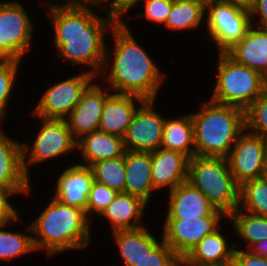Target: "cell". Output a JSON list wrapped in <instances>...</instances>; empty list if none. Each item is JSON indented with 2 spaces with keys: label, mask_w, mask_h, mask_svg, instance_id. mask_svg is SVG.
<instances>
[{
  "label": "cell",
  "mask_w": 267,
  "mask_h": 266,
  "mask_svg": "<svg viewBox=\"0 0 267 266\" xmlns=\"http://www.w3.org/2000/svg\"><path fill=\"white\" fill-rule=\"evenodd\" d=\"M53 28V42L59 59L74 64L87 65L98 78L105 61L106 34L117 21L108 13L98 15L105 4L99 3H65L44 0ZM94 8V9H93ZM94 10H97L96 12Z\"/></svg>",
  "instance_id": "obj_1"
},
{
  "label": "cell",
  "mask_w": 267,
  "mask_h": 266,
  "mask_svg": "<svg viewBox=\"0 0 267 266\" xmlns=\"http://www.w3.org/2000/svg\"><path fill=\"white\" fill-rule=\"evenodd\" d=\"M110 32L114 47L112 50L106 46L104 66L98 78L115 94L156 100L165 78L157 62L138 44L126 22H117Z\"/></svg>",
  "instance_id": "obj_2"
},
{
  "label": "cell",
  "mask_w": 267,
  "mask_h": 266,
  "mask_svg": "<svg viewBox=\"0 0 267 266\" xmlns=\"http://www.w3.org/2000/svg\"><path fill=\"white\" fill-rule=\"evenodd\" d=\"M91 220L85 210L68 206L52 197L47 207L30 223L35 250L45 255L85 250L91 244Z\"/></svg>",
  "instance_id": "obj_3"
},
{
  "label": "cell",
  "mask_w": 267,
  "mask_h": 266,
  "mask_svg": "<svg viewBox=\"0 0 267 266\" xmlns=\"http://www.w3.org/2000/svg\"><path fill=\"white\" fill-rule=\"evenodd\" d=\"M190 113L194 125L195 156L226 158L245 130V111L212 100L199 103Z\"/></svg>",
  "instance_id": "obj_4"
},
{
  "label": "cell",
  "mask_w": 267,
  "mask_h": 266,
  "mask_svg": "<svg viewBox=\"0 0 267 266\" xmlns=\"http://www.w3.org/2000/svg\"><path fill=\"white\" fill-rule=\"evenodd\" d=\"M187 181L226 216L239 207L240 186L235 182L226 158L192 157L188 163Z\"/></svg>",
  "instance_id": "obj_5"
},
{
  "label": "cell",
  "mask_w": 267,
  "mask_h": 266,
  "mask_svg": "<svg viewBox=\"0 0 267 266\" xmlns=\"http://www.w3.org/2000/svg\"><path fill=\"white\" fill-rule=\"evenodd\" d=\"M218 54L215 86L210 100L245 111L267 89V79L237 63L227 53Z\"/></svg>",
  "instance_id": "obj_6"
},
{
  "label": "cell",
  "mask_w": 267,
  "mask_h": 266,
  "mask_svg": "<svg viewBox=\"0 0 267 266\" xmlns=\"http://www.w3.org/2000/svg\"><path fill=\"white\" fill-rule=\"evenodd\" d=\"M205 24L218 53H226L246 35L252 20L247 7L226 0H211L206 5Z\"/></svg>",
  "instance_id": "obj_7"
},
{
  "label": "cell",
  "mask_w": 267,
  "mask_h": 266,
  "mask_svg": "<svg viewBox=\"0 0 267 266\" xmlns=\"http://www.w3.org/2000/svg\"><path fill=\"white\" fill-rule=\"evenodd\" d=\"M40 128L35 140L28 145L22 142L23 169L30 179L31 166L48 162L49 159L62 157L71 151L77 150V141L74 139L65 119H47L37 117ZM31 146V147H30Z\"/></svg>",
  "instance_id": "obj_8"
},
{
  "label": "cell",
  "mask_w": 267,
  "mask_h": 266,
  "mask_svg": "<svg viewBox=\"0 0 267 266\" xmlns=\"http://www.w3.org/2000/svg\"><path fill=\"white\" fill-rule=\"evenodd\" d=\"M19 1L0 2V50L10 59L22 61L33 43L34 22Z\"/></svg>",
  "instance_id": "obj_9"
},
{
  "label": "cell",
  "mask_w": 267,
  "mask_h": 266,
  "mask_svg": "<svg viewBox=\"0 0 267 266\" xmlns=\"http://www.w3.org/2000/svg\"><path fill=\"white\" fill-rule=\"evenodd\" d=\"M97 77L87 69L63 81L50 85L33 108L32 116L65 119L80 101L82 93Z\"/></svg>",
  "instance_id": "obj_10"
},
{
  "label": "cell",
  "mask_w": 267,
  "mask_h": 266,
  "mask_svg": "<svg viewBox=\"0 0 267 266\" xmlns=\"http://www.w3.org/2000/svg\"><path fill=\"white\" fill-rule=\"evenodd\" d=\"M235 182H244L267 175V139L246 129L238 136L226 157Z\"/></svg>",
  "instance_id": "obj_11"
},
{
  "label": "cell",
  "mask_w": 267,
  "mask_h": 266,
  "mask_svg": "<svg viewBox=\"0 0 267 266\" xmlns=\"http://www.w3.org/2000/svg\"><path fill=\"white\" fill-rule=\"evenodd\" d=\"M228 219L222 211L215 210L208 217L162 221V240L182 260L206 235L213 233Z\"/></svg>",
  "instance_id": "obj_12"
},
{
  "label": "cell",
  "mask_w": 267,
  "mask_h": 266,
  "mask_svg": "<svg viewBox=\"0 0 267 266\" xmlns=\"http://www.w3.org/2000/svg\"><path fill=\"white\" fill-rule=\"evenodd\" d=\"M156 100H146L136 111L123 137L126 150L152 152L161 148L166 118L157 110Z\"/></svg>",
  "instance_id": "obj_13"
},
{
  "label": "cell",
  "mask_w": 267,
  "mask_h": 266,
  "mask_svg": "<svg viewBox=\"0 0 267 266\" xmlns=\"http://www.w3.org/2000/svg\"><path fill=\"white\" fill-rule=\"evenodd\" d=\"M112 93L107 86L94 81L82 93L80 101L65 118L76 141L86 134L99 130L105 100Z\"/></svg>",
  "instance_id": "obj_14"
},
{
  "label": "cell",
  "mask_w": 267,
  "mask_h": 266,
  "mask_svg": "<svg viewBox=\"0 0 267 266\" xmlns=\"http://www.w3.org/2000/svg\"><path fill=\"white\" fill-rule=\"evenodd\" d=\"M31 185L23 169L22 141L11 138L0 128V189L27 196Z\"/></svg>",
  "instance_id": "obj_15"
},
{
  "label": "cell",
  "mask_w": 267,
  "mask_h": 266,
  "mask_svg": "<svg viewBox=\"0 0 267 266\" xmlns=\"http://www.w3.org/2000/svg\"><path fill=\"white\" fill-rule=\"evenodd\" d=\"M56 182L52 196L65 205L86 212L88 195L94 182L91 168L79 163L64 167Z\"/></svg>",
  "instance_id": "obj_16"
},
{
  "label": "cell",
  "mask_w": 267,
  "mask_h": 266,
  "mask_svg": "<svg viewBox=\"0 0 267 266\" xmlns=\"http://www.w3.org/2000/svg\"><path fill=\"white\" fill-rule=\"evenodd\" d=\"M165 220H181L210 216L216 209L206 196L188 181L168 191Z\"/></svg>",
  "instance_id": "obj_17"
},
{
  "label": "cell",
  "mask_w": 267,
  "mask_h": 266,
  "mask_svg": "<svg viewBox=\"0 0 267 266\" xmlns=\"http://www.w3.org/2000/svg\"><path fill=\"white\" fill-rule=\"evenodd\" d=\"M189 158L181 152L159 148L151 152V177L157 190H173L187 181Z\"/></svg>",
  "instance_id": "obj_18"
},
{
  "label": "cell",
  "mask_w": 267,
  "mask_h": 266,
  "mask_svg": "<svg viewBox=\"0 0 267 266\" xmlns=\"http://www.w3.org/2000/svg\"><path fill=\"white\" fill-rule=\"evenodd\" d=\"M145 101L134 95L112 93L105 100L99 130L124 137L136 111Z\"/></svg>",
  "instance_id": "obj_19"
},
{
  "label": "cell",
  "mask_w": 267,
  "mask_h": 266,
  "mask_svg": "<svg viewBox=\"0 0 267 266\" xmlns=\"http://www.w3.org/2000/svg\"><path fill=\"white\" fill-rule=\"evenodd\" d=\"M147 206L149 205L137 196L117 193L113 202L99 216L109 221L111 233L134 230L146 226L142 218Z\"/></svg>",
  "instance_id": "obj_20"
},
{
  "label": "cell",
  "mask_w": 267,
  "mask_h": 266,
  "mask_svg": "<svg viewBox=\"0 0 267 266\" xmlns=\"http://www.w3.org/2000/svg\"><path fill=\"white\" fill-rule=\"evenodd\" d=\"M267 79V29L252 25L246 35L226 52Z\"/></svg>",
  "instance_id": "obj_21"
},
{
  "label": "cell",
  "mask_w": 267,
  "mask_h": 266,
  "mask_svg": "<svg viewBox=\"0 0 267 266\" xmlns=\"http://www.w3.org/2000/svg\"><path fill=\"white\" fill-rule=\"evenodd\" d=\"M126 182L124 193L137 196L148 205L157 191L151 177V152L125 151Z\"/></svg>",
  "instance_id": "obj_22"
},
{
  "label": "cell",
  "mask_w": 267,
  "mask_h": 266,
  "mask_svg": "<svg viewBox=\"0 0 267 266\" xmlns=\"http://www.w3.org/2000/svg\"><path fill=\"white\" fill-rule=\"evenodd\" d=\"M77 149L84 160L79 164L89 167L96 162L122 156L126 151L123 137L101 130L93 131L80 138L77 141Z\"/></svg>",
  "instance_id": "obj_23"
},
{
  "label": "cell",
  "mask_w": 267,
  "mask_h": 266,
  "mask_svg": "<svg viewBox=\"0 0 267 266\" xmlns=\"http://www.w3.org/2000/svg\"><path fill=\"white\" fill-rule=\"evenodd\" d=\"M111 236L118 248L120 259L123 260V266H136L162 240V236H159L158 240L153 232H149L147 226L113 232Z\"/></svg>",
  "instance_id": "obj_24"
},
{
  "label": "cell",
  "mask_w": 267,
  "mask_h": 266,
  "mask_svg": "<svg viewBox=\"0 0 267 266\" xmlns=\"http://www.w3.org/2000/svg\"><path fill=\"white\" fill-rule=\"evenodd\" d=\"M221 227L206 235L181 263L232 264L236 244L228 245L224 232H220Z\"/></svg>",
  "instance_id": "obj_25"
},
{
  "label": "cell",
  "mask_w": 267,
  "mask_h": 266,
  "mask_svg": "<svg viewBox=\"0 0 267 266\" xmlns=\"http://www.w3.org/2000/svg\"><path fill=\"white\" fill-rule=\"evenodd\" d=\"M161 148L181 152L189 159L195 156L194 125L189 113L166 118Z\"/></svg>",
  "instance_id": "obj_26"
},
{
  "label": "cell",
  "mask_w": 267,
  "mask_h": 266,
  "mask_svg": "<svg viewBox=\"0 0 267 266\" xmlns=\"http://www.w3.org/2000/svg\"><path fill=\"white\" fill-rule=\"evenodd\" d=\"M206 7L196 2L174 1L168 15L164 29L168 31H201L202 23H205Z\"/></svg>",
  "instance_id": "obj_27"
},
{
  "label": "cell",
  "mask_w": 267,
  "mask_h": 266,
  "mask_svg": "<svg viewBox=\"0 0 267 266\" xmlns=\"http://www.w3.org/2000/svg\"><path fill=\"white\" fill-rule=\"evenodd\" d=\"M235 235L244 241L245 249L267 239V217L248 213L239 207L228 216Z\"/></svg>",
  "instance_id": "obj_28"
},
{
  "label": "cell",
  "mask_w": 267,
  "mask_h": 266,
  "mask_svg": "<svg viewBox=\"0 0 267 266\" xmlns=\"http://www.w3.org/2000/svg\"><path fill=\"white\" fill-rule=\"evenodd\" d=\"M20 215L10 224L0 226V260L11 261L21 257L23 255H27L30 253H34L36 250L32 241V231L31 227L28 224L26 231L30 232H12L7 230L8 225H16L15 222H19L18 220Z\"/></svg>",
  "instance_id": "obj_29"
},
{
  "label": "cell",
  "mask_w": 267,
  "mask_h": 266,
  "mask_svg": "<svg viewBox=\"0 0 267 266\" xmlns=\"http://www.w3.org/2000/svg\"><path fill=\"white\" fill-rule=\"evenodd\" d=\"M239 208L267 217V175L248 180L240 186Z\"/></svg>",
  "instance_id": "obj_30"
},
{
  "label": "cell",
  "mask_w": 267,
  "mask_h": 266,
  "mask_svg": "<svg viewBox=\"0 0 267 266\" xmlns=\"http://www.w3.org/2000/svg\"><path fill=\"white\" fill-rule=\"evenodd\" d=\"M90 168L94 181L110 187L117 193H124L126 182L125 153L119 157L96 162Z\"/></svg>",
  "instance_id": "obj_31"
},
{
  "label": "cell",
  "mask_w": 267,
  "mask_h": 266,
  "mask_svg": "<svg viewBox=\"0 0 267 266\" xmlns=\"http://www.w3.org/2000/svg\"><path fill=\"white\" fill-rule=\"evenodd\" d=\"M22 61L9 60L6 64L0 67V123L6 119L8 106L14 87L17 85L16 80L19 76ZM15 85V86H14Z\"/></svg>",
  "instance_id": "obj_32"
},
{
  "label": "cell",
  "mask_w": 267,
  "mask_h": 266,
  "mask_svg": "<svg viewBox=\"0 0 267 266\" xmlns=\"http://www.w3.org/2000/svg\"><path fill=\"white\" fill-rule=\"evenodd\" d=\"M245 129L267 139V89L245 110Z\"/></svg>",
  "instance_id": "obj_33"
},
{
  "label": "cell",
  "mask_w": 267,
  "mask_h": 266,
  "mask_svg": "<svg viewBox=\"0 0 267 266\" xmlns=\"http://www.w3.org/2000/svg\"><path fill=\"white\" fill-rule=\"evenodd\" d=\"M116 195L117 192L115 190L94 181L86 204L87 217L91 220L92 215L97 214L99 216L113 202Z\"/></svg>",
  "instance_id": "obj_34"
},
{
  "label": "cell",
  "mask_w": 267,
  "mask_h": 266,
  "mask_svg": "<svg viewBox=\"0 0 267 266\" xmlns=\"http://www.w3.org/2000/svg\"><path fill=\"white\" fill-rule=\"evenodd\" d=\"M136 266H181V259L161 240Z\"/></svg>",
  "instance_id": "obj_35"
},
{
  "label": "cell",
  "mask_w": 267,
  "mask_h": 266,
  "mask_svg": "<svg viewBox=\"0 0 267 266\" xmlns=\"http://www.w3.org/2000/svg\"><path fill=\"white\" fill-rule=\"evenodd\" d=\"M173 2V0H146L144 3H141L144 7L143 13H138L134 16L136 18H145L146 21L164 26Z\"/></svg>",
  "instance_id": "obj_36"
},
{
  "label": "cell",
  "mask_w": 267,
  "mask_h": 266,
  "mask_svg": "<svg viewBox=\"0 0 267 266\" xmlns=\"http://www.w3.org/2000/svg\"><path fill=\"white\" fill-rule=\"evenodd\" d=\"M14 195V191L0 189V226L12 223L21 213L10 201Z\"/></svg>",
  "instance_id": "obj_37"
},
{
  "label": "cell",
  "mask_w": 267,
  "mask_h": 266,
  "mask_svg": "<svg viewBox=\"0 0 267 266\" xmlns=\"http://www.w3.org/2000/svg\"><path fill=\"white\" fill-rule=\"evenodd\" d=\"M232 266H267V258L255 255L247 249L235 248Z\"/></svg>",
  "instance_id": "obj_38"
},
{
  "label": "cell",
  "mask_w": 267,
  "mask_h": 266,
  "mask_svg": "<svg viewBox=\"0 0 267 266\" xmlns=\"http://www.w3.org/2000/svg\"><path fill=\"white\" fill-rule=\"evenodd\" d=\"M146 0H110L108 3V13L117 21V22H125L122 19V16L127 14L133 6L141 5V2H145Z\"/></svg>",
  "instance_id": "obj_39"
},
{
  "label": "cell",
  "mask_w": 267,
  "mask_h": 266,
  "mask_svg": "<svg viewBox=\"0 0 267 266\" xmlns=\"http://www.w3.org/2000/svg\"><path fill=\"white\" fill-rule=\"evenodd\" d=\"M249 11L252 25L267 29V0H253L252 5L249 7ZM255 17L258 18L256 21L254 19Z\"/></svg>",
  "instance_id": "obj_40"
},
{
  "label": "cell",
  "mask_w": 267,
  "mask_h": 266,
  "mask_svg": "<svg viewBox=\"0 0 267 266\" xmlns=\"http://www.w3.org/2000/svg\"><path fill=\"white\" fill-rule=\"evenodd\" d=\"M248 251L263 258H267V239L254 243Z\"/></svg>",
  "instance_id": "obj_41"
},
{
  "label": "cell",
  "mask_w": 267,
  "mask_h": 266,
  "mask_svg": "<svg viewBox=\"0 0 267 266\" xmlns=\"http://www.w3.org/2000/svg\"><path fill=\"white\" fill-rule=\"evenodd\" d=\"M106 0H66L65 3H99L105 4Z\"/></svg>",
  "instance_id": "obj_42"
},
{
  "label": "cell",
  "mask_w": 267,
  "mask_h": 266,
  "mask_svg": "<svg viewBox=\"0 0 267 266\" xmlns=\"http://www.w3.org/2000/svg\"><path fill=\"white\" fill-rule=\"evenodd\" d=\"M181 266H232V264L181 263Z\"/></svg>",
  "instance_id": "obj_43"
},
{
  "label": "cell",
  "mask_w": 267,
  "mask_h": 266,
  "mask_svg": "<svg viewBox=\"0 0 267 266\" xmlns=\"http://www.w3.org/2000/svg\"><path fill=\"white\" fill-rule=\"evenodd\" d=\"M226 1H229L235 4H240L247 8H249L253 3V0H226Z\"/></svg>",
  "instance_id": "obj_44"
},
{
  "label": "cell",
  "mask_w": 267,
  "mask_h": 266,
  "mask_svg": "<svg viewBox=\"0 0 267 266\" xmlns=\"http://www.w3.org/2000/svg\"><path fill=\"white\" fill-rule=\"evenodd\" d=\"M10 59L0 50V67L6 64Z\"/></svg>",
  "instance_id": "obj_45"
},
{
  "label": "cell",
  "mask_w": 267,
  "mask_h": 266,
  "mask_svg": "<svg viewBox=\"0 0 267 266\" xmlns=\"http://www.w3.org/2000/svg\"><path fill=\"white\" fill-rule=\"evenodd\" d=\"M173 1H185V2H196L199 4H203L205 7L211 0H173Z\"/></svg>",
  "instance_id": "obj_46"
}]
</instances>
